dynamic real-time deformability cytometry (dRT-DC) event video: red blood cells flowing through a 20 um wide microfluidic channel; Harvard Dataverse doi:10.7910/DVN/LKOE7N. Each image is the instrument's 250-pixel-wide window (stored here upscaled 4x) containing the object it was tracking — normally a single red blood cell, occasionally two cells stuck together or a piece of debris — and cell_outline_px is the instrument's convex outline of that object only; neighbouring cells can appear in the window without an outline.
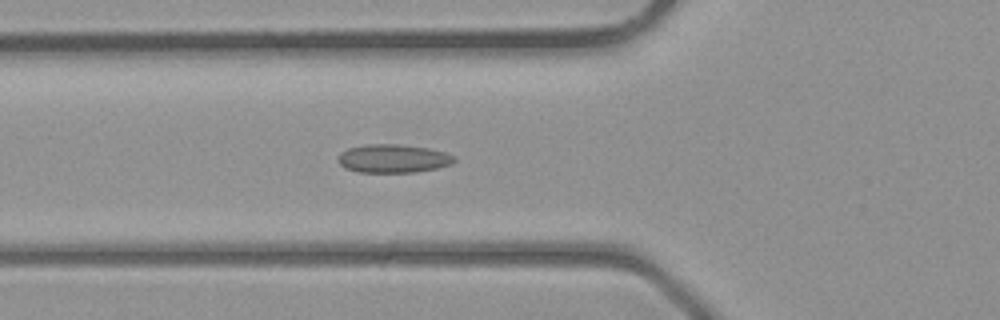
{"species": "common noctule bat (a hibernating species)", "species_latin": "Nyctalus noctula", "temperature_condition": "room temperature", "stored_images_in_passage": 32, "camera_frame_rate_fps": 3000, "um_per_image_px": 0.085, "animal": {"sex": "male", "body_mass_g": 23.1, "forearm_length_mm": 52.7}, "frame": {"image": 1, "passage_image": 6, "time_ms": 1.667, "image_size_px": [1000, 320], "cell_outline_px": [[456, 160], [452, 164], [436, 168], [416, 172], [360, 172], [344, 168], [336, 160], [340, 152], [348, 148], [368, 144], [396, 144], [428, 148], [444, 152], [456, 156]], "centroid_in_image_um": [33.4, 13.47], "position_along_channel_um": 92.4, "area_um2": 19.31}}
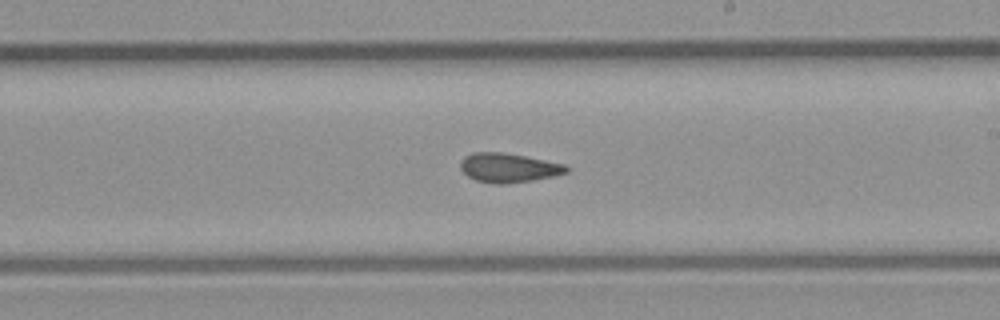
{"frame": {"image": 2, "passage_image": 15, "time_ms": 4.667, "image_size_px": [1000, 320], "cell_outline_px": [[568, 172], [552, 176], [532, 180], [504, 184], [496, 184], [476, 180], [468, 176], [460, 168], [460, 160], [464, 156], [472, 152], [504, 152], [564, 164], [568, 168]], "centroid_in_image_um": [43.18, 14.25], "position_along_channel_um": 245.8, "area_um2": 17.92}}
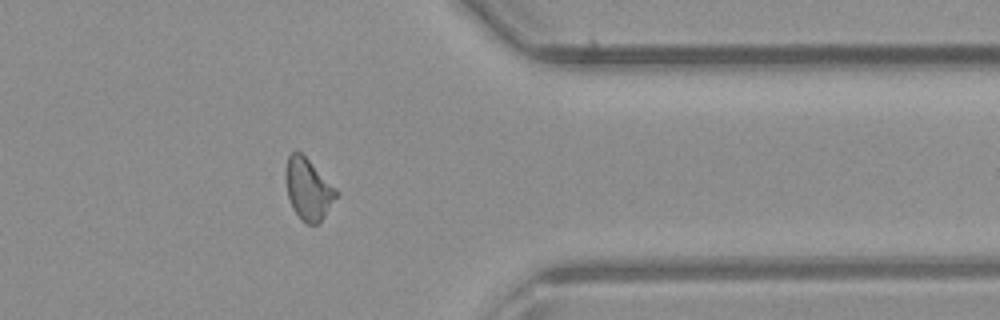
{"frame": {"image": 3, "passage_image": 24, "time_ms": 7.667, "image_size_px": [1000, 320], "cell_outline_px": [[340, 192], [320, 224], [308, 224], [300, 220], [292, 208], [288, 196], [284, 176], [284, 172], [288, 156], [292, 152], [300, 152]], "centroid_in_image_um": [26.19, 16.12], "position_along_channel_um": 385.2, "area_um2": 18.21}}